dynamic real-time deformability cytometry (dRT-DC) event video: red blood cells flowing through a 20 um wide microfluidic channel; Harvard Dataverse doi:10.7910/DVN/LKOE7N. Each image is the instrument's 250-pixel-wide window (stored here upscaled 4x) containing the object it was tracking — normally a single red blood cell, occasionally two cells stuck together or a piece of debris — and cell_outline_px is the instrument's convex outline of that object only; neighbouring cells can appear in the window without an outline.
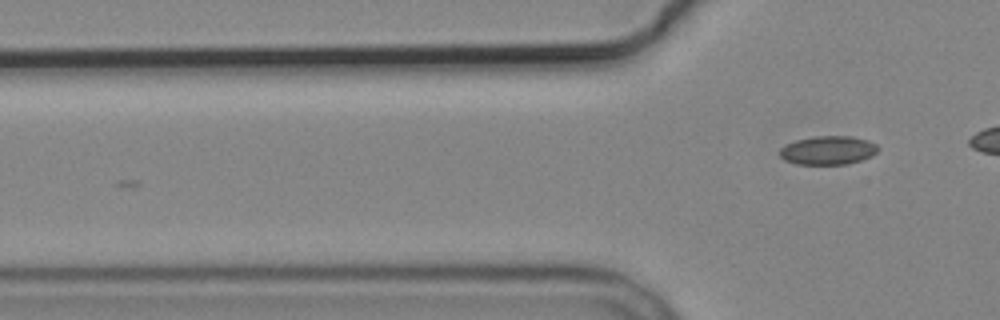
{"species": "common noctule bat (a hibernating species)", "species_latin": "Nyctalus noctula", "temperature_condition": "cold", "stored_images_in_passage": 6, "segment_of_instrument_passage": [2, 2], "camera_frame_rate_fps": 3000, "um_per_image_px": 0.085, "animal": {"sex": "male", "body_mass_g": 19.2, "forearm_length_mm": 51.8}, "frame": {"image": 1, "passage_image": 6, "time_ms": 7.333, "image_size_px": [1000, 320], "cell_outline_px": [[880, 148], [872, 156], [848, 164], [796, 164], [784, 160], [780, 156], [780, 148], [796, 140], [812, 136], [852, 136], [868, 140], [876, 144]], "centroid_in_image_um": [70.4, 12.77], "position_along_channel_um": 55.4, "area_um2": 16.47}}